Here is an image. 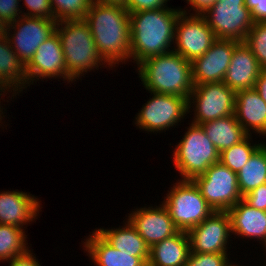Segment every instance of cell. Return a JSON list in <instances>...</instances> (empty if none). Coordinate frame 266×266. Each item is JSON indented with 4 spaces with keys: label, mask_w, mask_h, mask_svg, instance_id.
I'll return each mask as SVG.
<instances>
[{
    "label": "cell",
    "mask_w": 266,
    "mask_h": 266,
    "mask_svg": "<svg viewBox=\"0 0 266 266\" xmlns=\"http://www.w3.org/2000/svg\"><path fill=\"white\" fill-rule=\"evenodd\" d=\"M137 73L149 92L188 98L194 88L191 62L174 50L145 59Z\"/></svg>",
    "instance_id": "3"
},
{
    "label": "cell",
    "mask_w": 266,
    "mask_h": 266,
    "mask_svg": "<svg viewBox=\"0 0 266 266\" xmlns=\"http://www.w3.org/2000/svg\"><path fill=\"white\" fill-rule=\"evenodd\" d=\"M187 129L172 155L180 180H193L220 159V152L201 125L191 123Z\"/></svg>",
    "instance_id": "5"
},
{
    "label": "cell",
    "mask_w": 266,
    "mask_h": 266,
    "mask_svg": "<svg viewBox=\"0 0 266 266\" xmlns=\"http://www.w3.org/2000/svg\"><path fill=\"white\" fill-rule=\"evenodd\" d=\"M235 94L223 82L194 85L188 97V113L194 110L191 123L201 125L234 114Z\"/></svg>",
    "instance_id": "7"
},
{
    "label": "cell",
    "mask_w": 266,
    "mask_h": 266,
    "mask_svg": "<svg viewBox=\"0 0 266 266\" xmlns=\"http://www.w3.org/2000/svg\"><path fill=\"white\" fill-rule=\"evenodd\" d=\"M123 225L116 229H104L103 227L95 230L115 249L125 253H134L136 257H149L150 247L145 243L135 227L128 219Z\"/></svg>",
    "instance_id": "24"
},
{
    "label": "cell",
    "mask_w": 266,
    "mask_h": 266,
    "mask_svg": "<svg viewBox=\"0 0 266 266\" xmlns=\"http://www.w3.org/2000/svg\"><path fill=\"white\" fill-rule=\"evenodd\" d=\"M22 13L20 0H0V18L6 24H10L21 17Z\"/></svg>",
    "instance_id": "33"
},
{
    "label": "cell",
    "mask_w": 266,
    "mask_h": 266,
    "mask_svg": "<svg viewBox=\"0 0 266 266\" xmlns=\"http://www.w3.org/2000/svg\"><path fill=\"white\" fill-rule=\"evenodd\" d=\"M32 252L33 251L29 249L26 253L16 256L7 262H9V266H41Z\"/></svg>",
    "instance_id": "36"
},
{
    "label": "cell",
    "mask_w": 266,
    "mask_h": 266,
    "mask_svg": "<svg viewBox=\"0 0 266 266\" xmlns=\"http://www.w3.org/2000/svg\"><path fill=\"white\" fill-rule=\"evenodd\" d=\"M251 16L254 23L266 22V0H262L261 3L251 11Z\"/></svg>",
    "instance_id": "38"
},
{
    "label": "cell",
    "mask_w": 266,
    "mask_h": 266,
    "mask_svg": "<svg viewBox=\"0 0 266 266\" xmlns=\"http://www.w3.org/2000/svg\"><path fill=\"white\" fill-rule=\"evenodd\" d=\"M83 241V250L96 266H147L149 257H136L110 245L95 229Z\"/></svg>",
    "instance_id": "21"
},
{
    "label": "cell",
    "mask_w": 266,
    "mask_h": 266,
    "mask_svg": "<svg viewBox=\"0 0 266 266\" xmlns=\"http://www.w3.org/2000/svg\"><path fill=\"white\" fill-rule=\"evenodd\" d=\"M57 22L84 19L93 0H50Z\"/></svg>",
    "instance_id": "29"
},
{
    "label": "cell",
    "mask_w": 266,
    "mask_h": 266,
    "mask_svg": "<svg viewBox=\"0 0 266 266\" xmlns=\"http://www.w3.org/2000/svg\"><path fill=\"white\" fill-rule=\"evenodd\" d=\"M254 89L266 102V72L264 70L259 73V76L255 82Z\"/></svg>",
    "instance_id": "39"
},
{
    "label": "cell",
    "mask_w": 266,
    "mask_h": 266,
    "mask_svg": "<svg viewBox=\"0 0 266 266\" xmlns=\"http://www.w3.org/2000/svg\"><path fill=\"white\" fill-rule=\"evenodd\" d=\"M239 43L232 39H216L201 57L191 62L193 84L223 82L234 48Z\"/></svg>",
    "instance_id": "15"
},
{
    "label": "cell",
    "mask_w": 266,
    "mask_h": 266,
    "mask_svg": "<svg viewBox=\"0 0 266 266\" xmlns=\"http://www.w3.org/2000/svg\"><path fill=\"white\" fill-rule=\"evenodd\" d=\"M192 181L214 211H228L243 199L238 188L237 173L220 161Z\"/></svg>",
    "instance_id": "10"
},
{
    "label": "cell",
    "mask_w": 266,
    "mask_h": 266,
    "mask_svg": "<svg viewBox=\"0 0 266 266\" xmlns=\"http://www.w3.org/2000/svg\"><path fill=\"white\" fill-rule=\"evenodd\" d=\"M187 4L191 6V9L186 11L181 8V11L186 14H200L202 15L211 5H213L217 0H185ZM193 9L192 13L191 10Z\"/></svg>",
    "instance_id": "37"
},
{
    "label": "cell",
    "mask_w": 266,
    "mask_h": 266,
    "mask_svg": "<svg viewBox=\"0 0 266 266\" xmlns=\"http://www.w3.org/2000/svg\"><path fill=\"white\" fill-rule=\"evenodd\" d=\"M242 196L266 183V143L264 142L237 173Z\"/></svg>",
    "instance_id": "26"
},
{
    "label": "cell",
    "mask_w": 266,
    "mask_h": 266,
    "mask_svg": "<svg viewBox=\"0 0 266 266\" xmlns=\"http://www.w3.org/2000/svg\"><path fill=\"white\" fill-rule=\"evenodd\" d=\"M262 70L250 48L244 42H240L234 48L223 83L235 92L252 89Z\"/></svg>",
    "instance_id": "18"
},
{
    "label": "cell",
    "mask_w": 266,
    "mask_h": 266,
    "mask_svg": "<svg viewBox=\"0 0 266 266\" xmlns=\"http://www.w3.org/2000/svg\"><path fill=\"white\" fill-rule=\"evenodd\" d=\"M251 137L252 135H247L239 143L223 150L220 153L219 161L233 172L238 173L246 165L253 153L264 143L263 141L260 143L258 141L257 144L256 142L253 143Z\"/></svg>",
    "instance_id": "28"
},
{
    "label": "cell",
    "mask_w": 266,
    "mask_h": 266,
    "mask_svg": "<svg viewBox=\"0 0 266 266\" xmlns=\"http://www.w3.org/2000/svg\"><path fill=\"white\" fill-rule=\"evenodd\" d=\"M169 0H127L126 10L129 13H136L143 10H156L169 8L166 4Z\"/></svg>",
    "instance_id": "34"
},
{
    "label": "cell",
    "mask_w": 266,
    "mask_h": 266,
    "mask_svg": "<svg viewBox=\"0 0 266 266\" xmlns=\"http://www.w3.org/2000/svg\"><path fill=\"white\" fill-rule=\"evenodd\" d=\"M23 88L27 89L26 66L11 48L6 35H2L0 36V92L4 97L12 92L14 98L24 90Z\"/></svg>",
    "instance_id": "22"
},
{
    "label": "cell",
    "mask_w": 266,
    "mask_h": 266,
    "mask_svg": "<svg viewBox=\"0 0 266 266\" xmlns=\"http://www.w3.org/2000/svg\"><path fill=\"white\" fill-rule=\"evenodd\" d=\"M128 214L130 223L135 227L145 243L151 247L166 238L172 237L180 230L172 221L163 204L136 208Z\"/></svg>",
    "instance_id": "16"
},
{
    "label": "cell",
    "mask_w": 266,
    "mask_h": 266,
    "mask_svg": "<svg viewBox=\"0 0 266 266\" xmlns=\"http://www.w3.org/2000/svg\"><path fill=\"white\" fill-rule=\"evenodd\" d=\"M262 0H245V5L252 11L257 5L261 3Z\"/></svg>",
    "instance_id": "41"
},
{
    "label": "cell",
    "mask_w": 266,
    "mask_h": 266,
    "mask_svg": "<svg viewBox=\"0 0 266 266\" xmlns=\"http://www.w3.org/2000/svg\"><path fill=\"white\" fill-rule=\"evenodd\" d=\"M1 96H2V98H0V101H1V99L4 100V98H3L4 95L2 93H0V97Z\"/></svg>",
    "instance_id": "45"
},
{
    "label": "cell",
    "mask_w": 266,
    "mask_h": 266,
    "mask_svg": "<svg viewBox=\"0 0 266 266\" xmlns=\"http://www.w3.org/2000/svg\"><path fill=\"white\" fill-rule=\"evenodd\" d=\"M172 185L161 203L180 231L188 232L214 212L192 180L178 179Z\"/></svg>",
    "instance_id": "6"
},
{
    "label": "cell",
    "mask_w": 266,
    "mask_h": 266,
    "mask_svg": "<svg viewBox=\"0 0 266 266\" xmlns=\"http://www.w3.org/2000/svg\"><path fill=\"white\" fill-rule=\"evenodd\" d=\"M84 20L100 57L109 67L130 60V13L126 8L93 1Z\"/></svg>",
    "instance_id": "1"
},
{
    "label": "cell",
    "mask_w": 266,
    "mask_h": 266,
    "mask_svg": "<svg viewBox=\"0 0 266 266\" xmlns=\"http://www.w3.org/2000/svg\"><path fill=\"white\" fill-rule=\"evenodd\" d=\"M229 254L222 253H190L185 266H227Z\"/></svg>",
    "instance_id": "31"
},
{
    "label": "cell",
    "mask_w": 266,
    "mask_h": 266,
    "mask_svg": "<svg viewBox=\"0 0 266 266\" xmlns=\"http://www.w3.org/2000/svg\"><path fill=\"white\" fill-rule=\"evenodd\" d=\"M22 0H20L21 2ZM27 10L23 16L41 17L55 20L50 0H23Z\"/></svg>",
    "instance_id": "32"
},
{
    "label": "cell",
    "mask_w": 266,
    "mask_h": 266,
    "mask_svg": "<svg viewBox=\"0 0 266 266\" xmlns=\"http://www.w3.org/2000/svg\"><path fill=\"white\" fill-rule=\"evenodd\" d=\"M216 40L206 19L200 14L181 13L175 26L173 50L193 62L201 57Z\"/></svg>",
    "instance_id": "12"
},
{
    "label": "cell",
    "mask_w": 266,
    "mask_h": 266,
    "mask_svg": "<svg viewBox=\"0 0 266 266\" xmlns=\"http://www.w3.org/2000/svg\"><path fill=\"white\" fill-rule=\"evenodd\" d=\"M181 13V7L130 13V61L138 66L147 58L173 51L175 26Z\"/></svg>",
    "instance_id": "2"
},
{
    "label": "cell",
    "mask_w": 266,
    "mask_h": 266,
    "mask_svg": "<svg viewBox=\"0 0 266 266\" xmlns=\"http://www.w3.org/2000/svg\"><path fill=\"white\" fill-rule=\"evenodd\" d=\"M243 200L251 207L266 211V183L244 195Z\"/></svg>",
    "instance_id": "35"
},
{
    "label": "cell",
    "mask_w": 266,
    "mask_h": 266,
    "mask_svg": "<svg viewBox=\"0 0 266 266\" xmlns=\"http://www.w3.org/2000/svg\"><path fill=\"white\" fill-rule=\"evenodd\" d=\"M201 126L220 153L248 135L237 121L235 114L206 122Z\"/></svg>",
    "instance_id": "25"
},
{
    "label": "cell",
    "mask_w": 266,
    "mask_h": 266,
    "mask_svg": "<svg viewBox=\"0 0 266 266\" xmlns=\"http://www.w3.org/2000/svg\"><path fill=\"white\" fill-rule=\"evenodd\" d=\"M93 1L104 5L120 6L123 8H126V2H127V0H93Z\"/></svg>",
    "instance_id": "40"
},
{
    "label": "cell",
    "mask_w": 266,
    "mask_h": 266,
    "mask_svg": "<svg viewBox=\"0 0 266 266\" xmlns=\"http://www.w3.org/2000/svg\"><path fill=\"white\" fill-rule=\"evenodd\" d=\"M227 213L233 235L242 239H257L266 248V211L251 207L242 199Z\"/></svg>",
    "instance_id": "20"
},
{
    "label": "cell",
    "mask_w": 266,
    "mask_h": 266,
    "mask_svg": "<svg viewBox=\"0 0 266 266\" xmlns=\"http://www.w3.org/2000/svg\"><path fill=\"white\" fill-rule=\"evenodd\" d=\"M56 31L63 49L66 74L72 83L81 80L86 73L98 70L99 66L110 69L100 57L84 19L57 22Z\"/></svg>",
    "instance_id": "4"
},
{
    "label": "cell",
    "mask_w": 266,
    "mask_h": 266,
    "mask_svg": "<svg viewBox=\"0 0 266 266\" xmlns=\"http://www.w3.org/2000/svg\"><path fill=\"white\" fill-rule=\"evenodd\" d=\"M2 107H4V106L1 105V101H0V123H1L0 126H2V123H3V122H2V119H3V117L6 116V115H4V114L6 113V112H4V111H6V110H5V108H2ZM3 109H4V111H3ZM2 115H3V116H2Z\"/></svg>",
    "instance_id": "43"
},
{
    "label": "cell",
    "mask_w": 266,
    "mask_h": 266,
    "mask_svg": "<svg viewBox=\"0 0 266 266\" xmlns=\"http://www.w3.org/2000/svg\"><path fill=\"white\" fill-rule=\"evenodd\" d=\"M151 93V98L142 105L135 117L140 130L147 132H163L171 130L185 118L188 113V98L169 94Z\"/></svg>",
    "instance_id": "9"
},
{
    "label": "cell",
    "mask_w": 266,
    "mask_h": 266,
    "mask_svg": "<svg viewBox=\"0 0 266 266\" xmlns=\"http://www.w3.org/2000/svg\"><path fill=\"white\" fill-rule=\"evenodd\" d=\"M190 253L188 233L179 231L150 247L147 266H185Z\"/></svg>",
    "instance_id": "23"
},
{
    "label": "cell",
    "mask_w": 266,
    "mask_h": 266,
    "mask_svg": "<svg viewBox=\"0 0 266 266\" xmlns=\"http://www.w3.org/2000/svg\"><path fill=\"white\" fill-rule=\"evenodd\" d=\"M244 43L253 52L259 65L266 67V22H256L250 28Z\"/></svg>",
    "instance_id": "30"
},
{
    "label": "cell",
    "mask_w": 266,
    "mask_h": 266,
    "mask_svg": "<svg viewBox=\"0 0 266 266\" xmlns=\"http://www.w3.org/2000/svg\"><path fill=\"white\" fill-rule=\"evenodd\" d=\"M234 114L248 135L266 136V102L254 88L236 91Z\"/></svg>",
    "instance_id": "19"
},
{
    "label": "cell",
    "mask_w": 266,
    "mask_h": 266,
    "mask_svg": "<svg viewBox=\"0 0 266 266\" xmlns=\"http://www.w3.org/2000/svg\"><path fill=\"white\" fill-rule=\"evenodd\" d=\"M187 233L190 240L191 253L230 254L227 253V248L232 234L230 217L227 211H214Z\"/></svg>",
    "instance_id": "13"
},
{
    "label": "cell",
    "mask_w": 266,
    "mask_h": 266,
    "mask_svg": "<svg viewBox=\"0 0 266 266\" xmlns=\"http://www.w3.org/2000/svg\"><path fill=\"white\" fill-rule=\"evenodd\" d=\"M27 236L24 228L0 224V262L26 253L30 248Z\"/></svg>",
    "instance_id": "27"
},
{
    "label": "cell",
    "mask_w": 266,
    "mask_h": 266,
    "mask_svg": "<svg viewBox=\"0 0 266 266\" xmlns=\"http://www.w3.org/2000/svg\"><path fill=\"white\" fill-rule=\"evenodd\" d=\"M227 266H242V265H238V264H235V265H234V263H232V262L230 263V262H229V263L227 264Z\"/></svg>",
    "instance_id": "44"
},
{
    "label": "cell",
    "mask_w": 266,
    "mask_h": 266,
    "mask_svg": "<svg viewBox=\"0 0 266 266\" xmlns=\"http://www.w3.org/2000/svg\"><path fill=\"white\" fill-rule=\"evenodd\" d=\"M56 25V20L22 15L12 23L7 24L5 35L11 48L26 66L39 45L56 31ZM11 29L14 31L12 32Z\"/></svg>",
    "instance_id": "11"
},
{
    "label": "cell",
    "mask_w": 266,
    "mask_h": 266,
    "mask_svg": "<svg viewBox=\"0 0 266 266\" xmlns=\"http://www.w3.org/2000/svg\"><path fill=\"white\" fill-rule=\"evenodd\" d=\"M7 30V24L0 18V36L5 35Z\"/></svg>",
    "instance_id": "42"
},
{
    "label": "cell",
    "mask_w": 266,
    "mask_h": 266,
    "mask_svg": "<svg viewBox=\"0 0 266 266\" xmlns=\"http://www.w3.org/2000/svg\"><path fill=\"white\" fill-rule=\"evenodd\" d=\"M202 16L216 39L244 42L254 21L245 0H217Z\"/></svg>",
    "instance_id": "8"
},
{
    "label": "cell",
    "mask_w": 266,
    "mask_h": 266,
    "mask_svg": "<svg viewBox=\"0 0 266 266\" xmlns=\"http://www.w3.org/2000/svg\"><path fill=\"white\" fill-rule=\"evenodd\" d=\"M27 87L34 81L45 79H60L71 83L72 81L66 74L63 49L55 31L45 42L39 45L32 59L26 65ZM67 80V81H66Z\"/></svg>",
    "instance_id": "14"
},
{
    "label": "cell",
    "mask_w": 266,
    "mask_h": 266,
    "mask_svg": "<svg viewBox=\"0 0 266 266\" xmlns=\"http://www.w3.org/2000/svg\"><path fill=\"white\" fill-rule=\"evenodd\" d=\"M40 205L41 201L26 191L18 189L2 191L0 192V224L26 229L28 224L38 219L39 211H42Z\"/></svg>",
    "instance_id": "17"
}]
</instances>
